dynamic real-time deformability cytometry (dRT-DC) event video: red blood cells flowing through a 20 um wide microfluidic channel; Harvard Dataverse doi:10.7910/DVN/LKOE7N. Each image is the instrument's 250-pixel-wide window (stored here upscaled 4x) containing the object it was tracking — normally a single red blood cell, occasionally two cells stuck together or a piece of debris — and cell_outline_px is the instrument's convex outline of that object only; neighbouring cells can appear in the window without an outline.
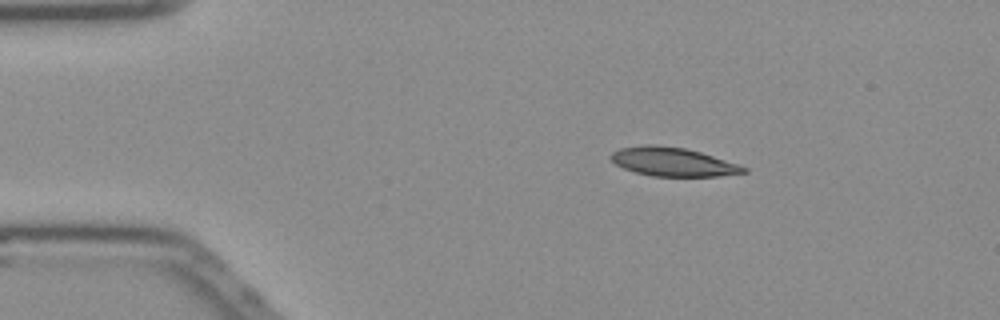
{"species": "Egyptian fruit bat (a non-hibernating species)", "species_latin": "Rousettus aegyptiacus", "temperature_condition": "cold", "stored_images_in_passage": 3, "camera_frame_rate_fps": 3000, "um_per_image_px": 0.085, "frame": {"image": 1, "passage_image": 1, "time_ms": 0.0, "image_size_px": [1000, 320], "cell_outline_px": [[748, 172], [720, 176], [652, 176], [636, 172], [624, 168], [616, 164], [608, 156], [612, 152], [620, 148], [644, 144], [656, 144], [688, 148], [740, 164], [748, 168]], "centroid_in_image_um": [57.22, 13.74], "position_along_channel_um": 27.8, "area_um2": 22.48}}